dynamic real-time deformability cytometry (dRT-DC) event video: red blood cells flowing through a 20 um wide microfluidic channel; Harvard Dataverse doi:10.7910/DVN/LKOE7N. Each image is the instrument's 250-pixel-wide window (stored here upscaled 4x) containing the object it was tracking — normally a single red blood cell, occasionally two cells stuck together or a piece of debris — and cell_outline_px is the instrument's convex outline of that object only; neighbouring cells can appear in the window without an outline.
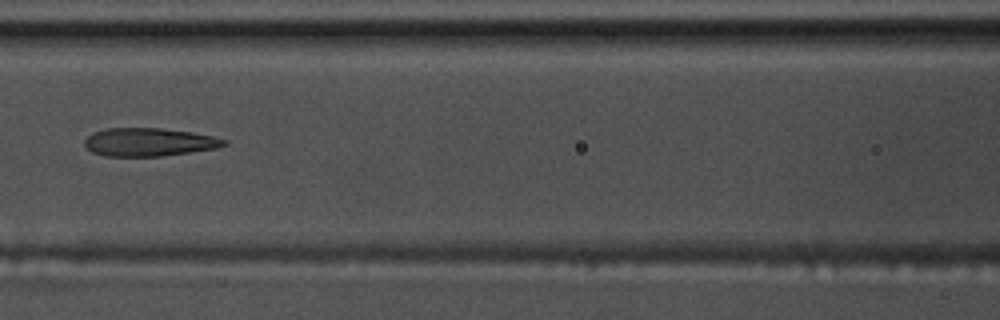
{"species": "common noctule bat (a hibernating species)", "species_latin": "Nyctalus noctula", "temperature_condition": "warm", "stored_images_in_passage": 10, "camera_frame_rate_fps": 3000, "um_per_image_px": 0.085, "animal": {"sex": "male", "body_mass_g": 17.5, "forearm_length_mm": 52.3}, "frame": {"image": 1, "passage_image": 7, "time_ms": 2.0, "image_size_px": [1000, 320], "cell_outline_px": [[228, 144], [216, 148], [160, 156], [104, 156], [92, 152], [84, 144], [84, 140], [92, 132], [108, 128], [160, 128], [192, 132], [212, 136], [228, 140]], "centroid_in_image_um": [12.65, 12.07], "position_along_channel_um": 154.0, "area_um2": 22.83}}
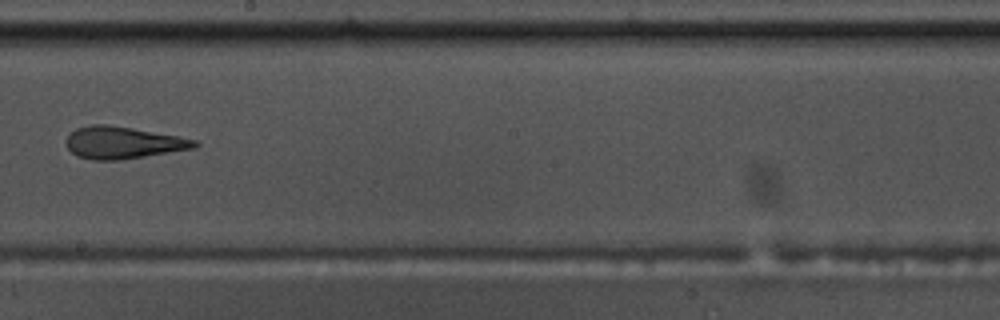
{"frame": {"image": 2, "passage_image": 9, "time_ms": 2.667, "image_size_px": [1000, 320], "cell_outline_px": [[200, 144], [192, 148], [120, 160], [92, 160], [76, 156], [68, 148], [68, 136], [76, 128], [92, 124], [108, 124], [132, 128], [176, 136], [196, 140]], "centroid_in_image_um": [10.42, 12.12], "position_along_channel_um": 237.8, "area_um2": 23.58}}